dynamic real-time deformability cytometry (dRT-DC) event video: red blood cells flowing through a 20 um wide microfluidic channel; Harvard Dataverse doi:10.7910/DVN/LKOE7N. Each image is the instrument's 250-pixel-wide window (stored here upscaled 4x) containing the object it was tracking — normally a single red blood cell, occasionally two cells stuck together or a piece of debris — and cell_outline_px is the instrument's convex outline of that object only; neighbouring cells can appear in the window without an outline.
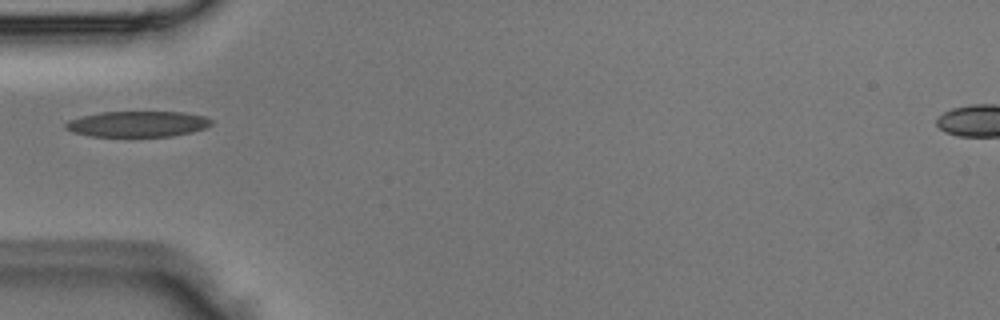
{"species": "Egyptian fruit bat (a non-hibernating species)", "species_latin": "Rousettus aegyptiacus", "temperature_condition": "room temperature", "stored_images_in_passage": 1, "camera_frame_rate_fps": 3000, "um_per_image_px": 0.085, "animal": {"sex": "male"}, "frame": {"image": 1, "passage_image": 1, "time_ms": 0.0, "image_size_px": [1000, 320], "cell_outline_px": [[212, 124], [204, 128], [192, 132], [172, 136], [132, 140], [88, 136], [72, 132], [64, 128], [64, 124], [68, 120], [100, 112], [180, 112], [204, 116], [212, 120]], "centroid_in_image_um": [11.64, 10.6], "position_along_channel_um": 73.4, "area_um2": 23.0}}